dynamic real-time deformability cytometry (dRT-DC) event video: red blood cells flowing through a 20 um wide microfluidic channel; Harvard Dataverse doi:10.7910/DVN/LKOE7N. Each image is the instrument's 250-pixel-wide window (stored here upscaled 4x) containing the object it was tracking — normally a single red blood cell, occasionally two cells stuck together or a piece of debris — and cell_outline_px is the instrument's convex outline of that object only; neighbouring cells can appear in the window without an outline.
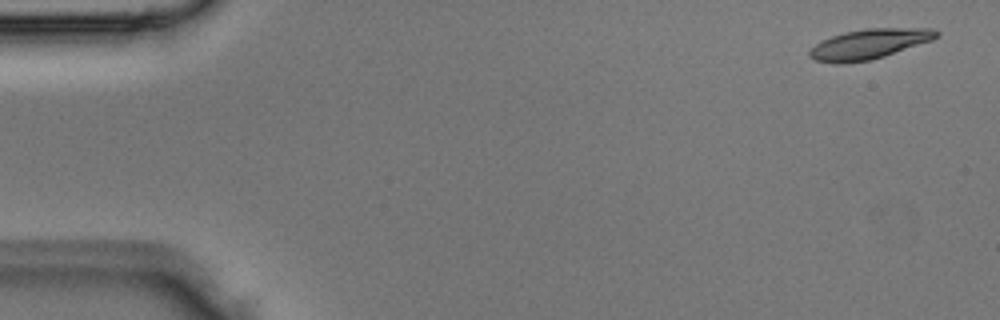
{"species": "Egyptian fruit bat (a non-hibernating species)", "species_latin": "Rousettus aegyptiacus", "temperature_condition": "room temperature", "stored_images_in_passage": 4, "camera_frame_rate_fps": 3000, "um_per_image_px": 0.085, "animal": {"sex": "male"}, "frame": {"image": 1, "passage_image": 1, "time_ms": 0.0, "image_size_px": [1000, 320], "cell_outline_px": [[940, 32], [932, 40], [872, 60], [840, 64], [836, 64], [816, 60], [808, 56], [808, 52], [816, 44], [832, 36], [844, 32], [868, 28], [932, 28]], "centroid_in_image_um": [73.87, 3.75], "position_along_channel_um": 11.1, "area_um2": 22.02}}